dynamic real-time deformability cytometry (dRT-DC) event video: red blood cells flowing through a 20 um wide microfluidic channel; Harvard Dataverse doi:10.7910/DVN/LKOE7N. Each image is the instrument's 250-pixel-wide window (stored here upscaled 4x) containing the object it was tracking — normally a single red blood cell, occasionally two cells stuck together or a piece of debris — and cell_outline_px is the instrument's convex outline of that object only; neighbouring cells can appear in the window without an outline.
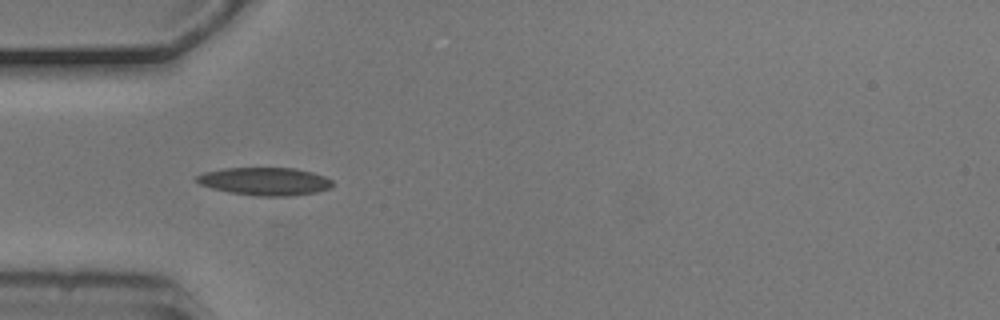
{"species": "common noctule bat (a hibernating species)", "species_latin": "Nyctalus noctula", "temperature_condition": "cold", "stored_images_in_passage": 11, "camera_frame_rate_fps": 3000, "um_per_image_px": 0.085, "animal": {"sex": "male", "body_mass_g": 20.5, "forearm_length_mm": 52.5}, "frame": {"image": 1, "passage_image": 2, "time_ms": 0.333, "image_size_px": [1000, 320], "cell_outline_px": [[332, 188], [316, 192], [288, 196], [256, 196], [232, 192], [212, 188], [200, 184], [196, 180], [196, 176], [204, 172], [224, 168], [296, 168], [312, 172], [324, 176], [332, 180]], "centroid_in_image_um": [22.54, 15.41], "position_along_channel_um": 62.5, "area_um2": 21.96}}
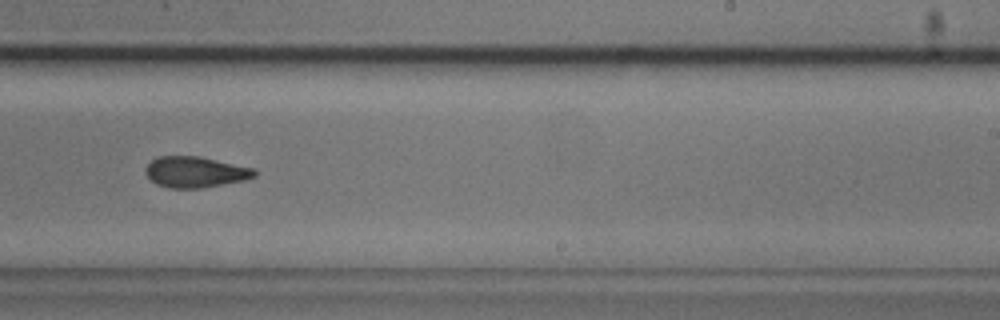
{"frame": {"image": 2, "passage_image": 7, "time_ms": 2.0, "image_size_px": [1000, 320], "cell_outline_px": [[260, 172], [256, 176], [244, 180], [200, 188], [168, 188], [156, 184], [148, 176], [148, 164], [156, 156], [200, 156], [256, 168]], "centroid_in_image_um": [16.68, 14.61], "position_along_channel_um": 272.3, "area_um2": 19.65}}